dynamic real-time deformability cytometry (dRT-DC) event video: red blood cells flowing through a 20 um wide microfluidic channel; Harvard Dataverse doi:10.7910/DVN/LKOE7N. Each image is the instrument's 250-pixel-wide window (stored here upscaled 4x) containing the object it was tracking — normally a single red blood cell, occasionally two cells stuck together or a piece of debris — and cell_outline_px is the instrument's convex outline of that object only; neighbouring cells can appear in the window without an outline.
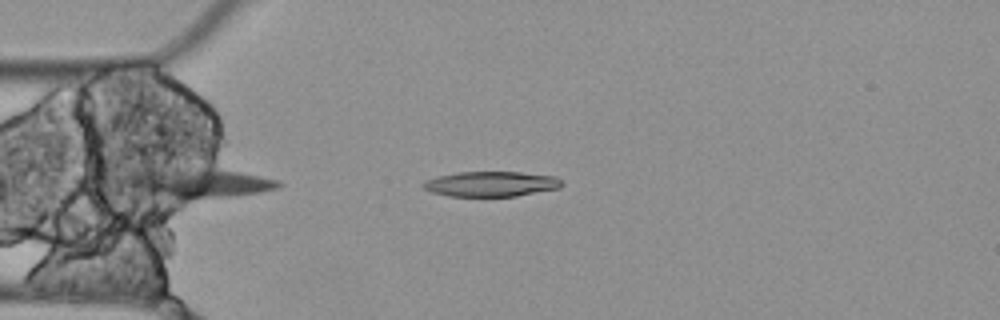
{"species": "Egyptian fruit bat (a non-hibernating species)", "species_latin": "Rousettus aegyptiacus", "temperature_condition": "cold", "stored_images_in_passage": 9, "camera_frame_rate_fps": 3000, "um_per_image_px": 0.085, "animal": {"sex": "female"}, "frame": {"image": 1, "passage_image": 4, "time_ms": 1.0, "image_size_px": [1000, 320], "cell_outline_px": [[564, 184], [560, 188], [516, 196], [448, 196], [432, 192], [424, 188], [424, 180], [440, 176], [460, 172], [520, 172], [556, 176]], "centroid_in_image_um": [41.79, 15.64], "position_along_channel_um": 43.2, "area_um2": 20.17}}
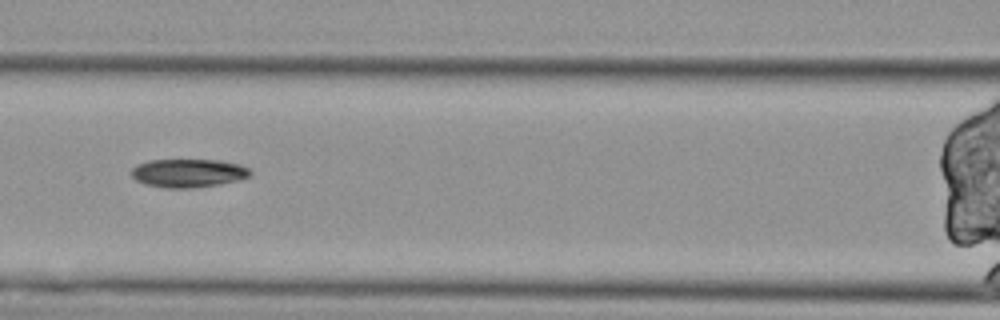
{"frame": {"image": 2, "passage_image": 7, "time_ms": 2.0, "image_size_px": [1000, 320], "cell_outline_px": [[252, 172], [248, 176], [236, 180], [220, 184], [188, 188], [168, 188], [144, 184], [136, 180], [132, 176], [132, 168], [136, 164], [148, 160], [220, 160], [240, 164], [248, 168]], "centroid_in_image_um": [15.97, 14.7], "position_along_channel_um": 150.6, "area_um2": 19.59}}
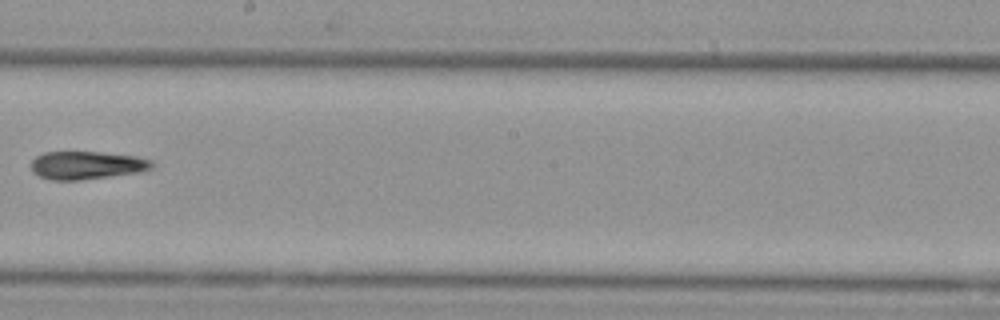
{"frame": {"image": 3, "passage_image": 9, "time_ms": 2.667, "image_size_px": [1000, 320], "cell_outline_px": [[152, 168], [136, 172], [80, 180], [52, 180], [40, 176], [32, 172], [32, 160], [36, 156], [44, 152], [100, 152], [136, 156], [152, 160]], "centroid_in_image_um": [7.34, 14.04], "position_along_channel_um": 240.9, "area_um2": 19.48}}